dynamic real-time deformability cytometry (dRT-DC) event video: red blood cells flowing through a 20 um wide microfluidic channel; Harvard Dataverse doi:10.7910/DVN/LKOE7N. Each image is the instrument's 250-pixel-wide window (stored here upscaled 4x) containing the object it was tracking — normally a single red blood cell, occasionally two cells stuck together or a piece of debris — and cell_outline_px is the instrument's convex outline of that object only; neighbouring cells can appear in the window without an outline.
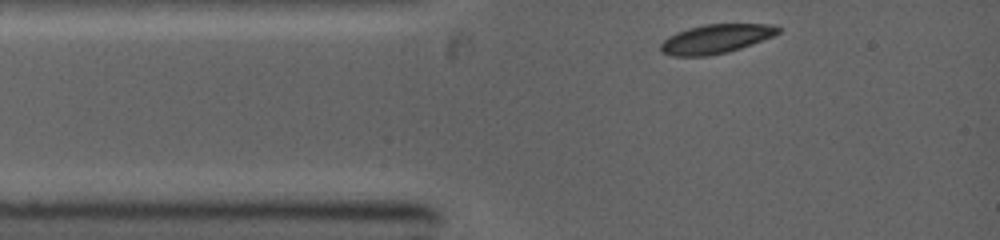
{"species": "common noctule bat (a hibernating species)", "species_latin": "Nyctalus noctula", "temperature_condition": "warm", "stored_images_in_passage": 9, "camera_frame_rate_fps": 5000, "um_per_image_px": 0.085, "animal": {"sex": "female", "body_mass_g": 19.0, "forearm_length_mm": 53.3}, "frame": {"image": 1, "passage_image": 1, "time_ms": 0.0, "image_size_px": [1000, 240], "cell_outline_px": [[780, 32], [772, 36], [752, 44], [728, 52], [708, 56], [672, 56], [660, 52], [660, 44], [668, 36], [676, 32], [688, 28], [704, 24], [772, 24], [780, 28]], "centroid_in_image_um": [60.81, 3.31], "position_along_channel_um": 24.2, "area_um2": 19.94}}
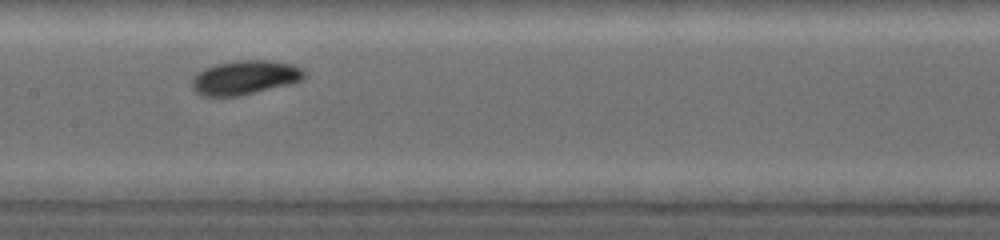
{"frame": {"image": 2, "passage_image": 6, "time_ms": 4.0, "image_size_px": [1000, 240], "cell_outline_px": [[304, 76], [300, 80], [292, 84], [236, 96], [200, 96], [192, 88], [192, 76], [196, 72], [204, 68], [216, 64], [236, 60], [272, 60], [292, 64], [300, 68], [304, 72]], "centroid_in_image_um": [20.77, 6.58], "position_along_channel_um": 186.6, "area_um2": 22.43}}
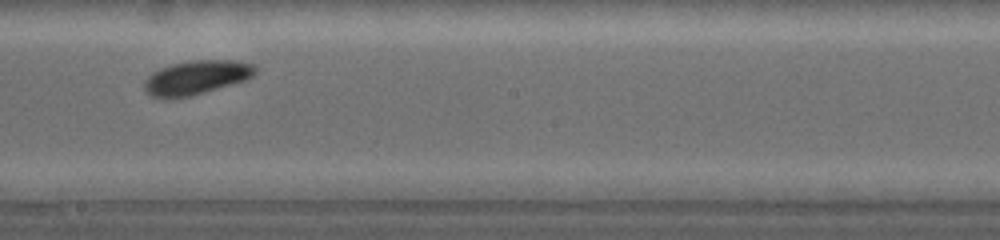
{"frame": {"image": 3, "passage_image": 7, "time_ms": 5.0, "image_size_px": [1000, 240], "cell_outline_px": [[256, 72], [248, 80], [192, 96], [164, 100], [160, 100], [144, 92], [144, 80], [152, 72], [160, 68], [172, 64], [192, 60], [232, 60], [252, 64], [256, 68]], "centroid_in_image_um": [16.65, 6.62], "position_along_channel_um": 231.6, "area_um2": 22.48}}